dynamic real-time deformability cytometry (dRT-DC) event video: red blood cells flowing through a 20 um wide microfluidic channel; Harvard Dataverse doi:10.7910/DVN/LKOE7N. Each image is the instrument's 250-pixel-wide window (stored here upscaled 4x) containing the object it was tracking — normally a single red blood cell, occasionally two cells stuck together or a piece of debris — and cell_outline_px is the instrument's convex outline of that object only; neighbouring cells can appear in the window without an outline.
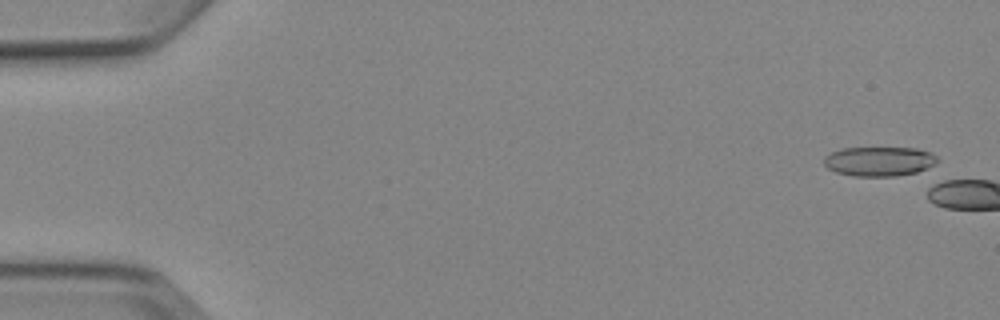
{"species": "Egyptian fruit bat (a non-hibernating species)", "species_latin": "Rousettus aegyptiacus", "temperature_condition": "cold", "stored_images_in_passage": 2, "camera_frame_rate_fps": 3000, "um_per_image_px": 0.085, "animal": {"sex": "female"}, "frame": {"image": 1, "passage_image": 1, "time_ms": 0.0, "image_size_px": [1000, 320], "cell_outline_px": [[940, 160], [936, 164], [928, 168], [916, 172], [896, 176], [852, 176], [836, 172], [828, 168], [824, 164], [824, 156], [840, 148], [916, 148], [932, 152]], "centroid_in_image_um": [74.76, 13.71], "position_along_channel_um": 10.2, "area_um2": 19.65}}